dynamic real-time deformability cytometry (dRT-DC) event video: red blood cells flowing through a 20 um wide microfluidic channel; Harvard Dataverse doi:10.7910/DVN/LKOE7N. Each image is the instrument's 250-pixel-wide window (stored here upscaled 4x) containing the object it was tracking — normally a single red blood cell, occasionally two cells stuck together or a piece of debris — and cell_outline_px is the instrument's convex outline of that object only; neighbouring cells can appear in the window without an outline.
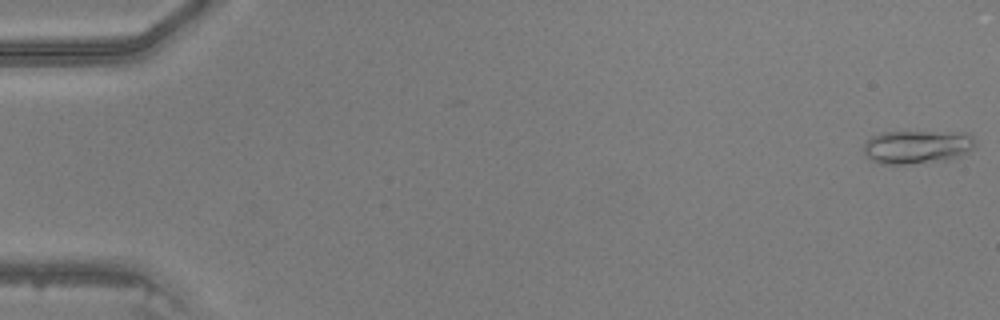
{"species": "common noctule bat (a hibernating species)", "species_latin": "Nyctalus noctula", "temperature_condition": "warm", "stored_images_in_passage": 38, "camera_frame_rate_fps": 3000, "um_per_image_px": 0.085, "animal": {"sex": "male", "body_mass_g": 20.5, "forearm_length_mm": 52.5}, "frame": {"image": 1, "passage_image": 1, "time_ms": 0.0, "image_size_px": [1000, 320], "cell_outline_px": [[976, 144], [968, 152], [960, 156], [948, 160], [908, 164], [880, 164], [872, 160], [864, 152], [864, 144], [872, 136], [880, 132], [968, 132], [972, 136]], "centroid_in_image_um": [77.98, 12.48], "position_along_channel_um": 7.0, "area_um2": 21.85}}
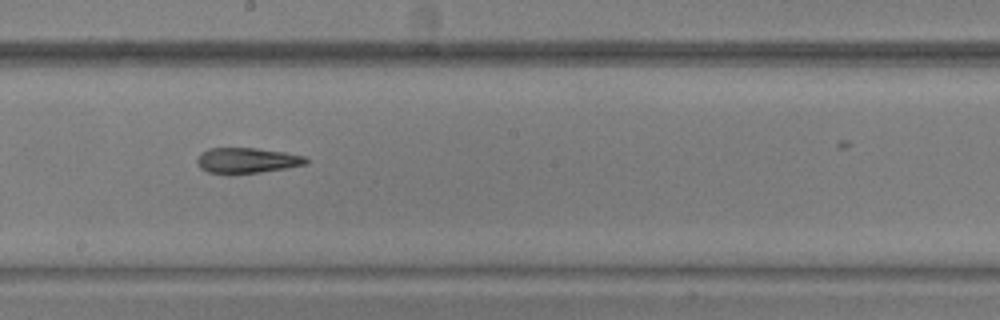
{"frame": {"image": 2, "passage_image": 27, "time_ms": 8.667, "image_size_px": [1000, 320], "cell_outline_px": [[308, 164], [260, 172], [228, 176], [208, 172], [200, 168], [196, 160], [200, 152], [208, 148], [256, 148], [284, 152], [308, 156]], "centroid_in_image_um": [20.96, 13.65], "position_along_channel_um": 227.2, "area_um2": 16.65}}
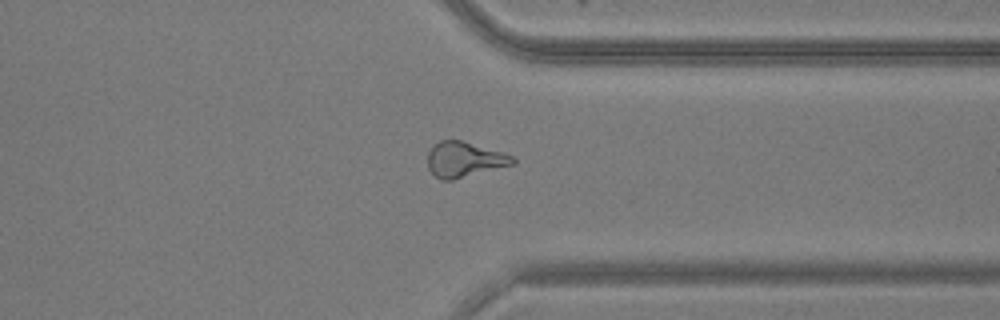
{"frame": {"image": 3, "passage_image": 37, "time_ms": 12.0, "image_size_px": [1000, 320], "cell_outline_px": [[516, 164], [452, 180], [440, 180], [428, 168], [428, 152], [432, 144], [440, 140], [460, 140], [500, 152], [512, 156], [516, 160]], "centroid_in_image_um": [39.45, 13.56], "position_along_channel_um": 372.0, "area_um2": 17.4}}